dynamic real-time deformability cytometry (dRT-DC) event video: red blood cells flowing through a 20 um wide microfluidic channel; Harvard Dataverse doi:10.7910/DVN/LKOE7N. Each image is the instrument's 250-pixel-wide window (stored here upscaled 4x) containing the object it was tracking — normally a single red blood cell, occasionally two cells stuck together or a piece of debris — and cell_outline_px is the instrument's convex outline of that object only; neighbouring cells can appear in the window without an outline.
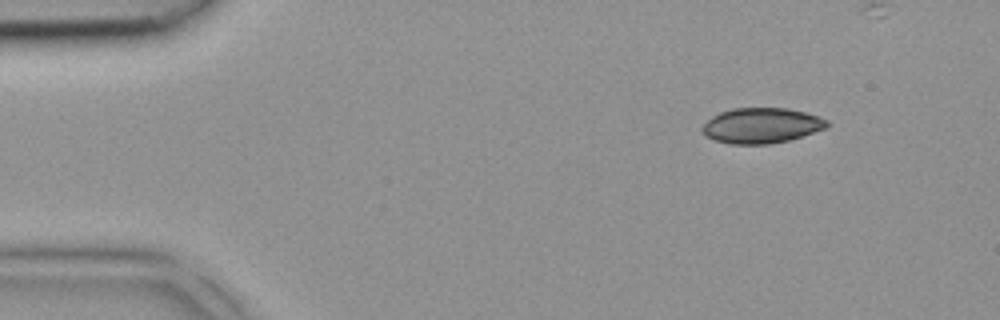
{"species": "common noctule bat (a hibernating species)", "species_latin": "Nyctalus noctula", "temperature_condition": "room temperature", "stored_images_in_passage": 3, "segment_of_instrument_passage": [1, 2], "camera_frame_rate_fps": 3000, "um_per_image_px": 0.085, "animal": {"sex": "female", "body_mass_g": 18.4}, "frame": {"image": 1, "passage_image": 1, "time_ms": 0.0, "image_size_px": [1000, 320], "cell_outline_px": [[828, 124], [824, 128], [788, 140], [768, 144], [728, 144], [712, 140], [704, 136], [700, 128], [712, 116], [720, 112], [732, 108], [788, 108], [820, 116], [828, 120]], "centroid_in_image_um": [64.66, 10.67], "position_along_channel_um": 20.3, "area_um2": 25.72}}